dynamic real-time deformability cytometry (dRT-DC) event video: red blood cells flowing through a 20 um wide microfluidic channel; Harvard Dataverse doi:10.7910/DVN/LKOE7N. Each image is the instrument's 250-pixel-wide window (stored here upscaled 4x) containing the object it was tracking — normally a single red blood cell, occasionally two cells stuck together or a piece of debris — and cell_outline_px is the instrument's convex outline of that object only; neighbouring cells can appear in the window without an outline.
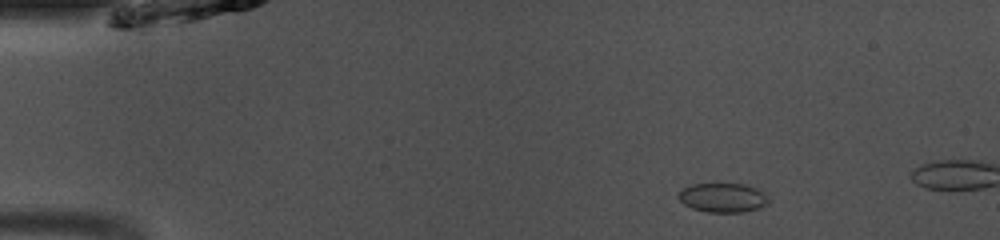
{"species": "common noctule bat (a hibernating species)", "species_latin": "Nyctalus noctula", "temperature_condition": "room temperature", "stored_images_in_passage": 8, "camera_frame_rate_fps": 3000, "um_per_image_px": 0.085, "animal": {"sex": "male", "body_mass_g": 13.0, "forearm_length_mm": 53.1}, "frame": {"image": 1, "passage_image": 2, "time_ms": 0.333, "image_size_px": [1000, 240], "cell_outline_px": [[772, 200], [768, 204], [760, 208], [744, 212], [708, 212], [692, 208], [684, 204], [676, 196], [684, 188], [692, 184], [744, 184], [768, 192], [772, 196]], "centroid_in_image_um": [61.55, 16.8], "position_along_channel_um": 23.5, "area_um2": 15.72}}